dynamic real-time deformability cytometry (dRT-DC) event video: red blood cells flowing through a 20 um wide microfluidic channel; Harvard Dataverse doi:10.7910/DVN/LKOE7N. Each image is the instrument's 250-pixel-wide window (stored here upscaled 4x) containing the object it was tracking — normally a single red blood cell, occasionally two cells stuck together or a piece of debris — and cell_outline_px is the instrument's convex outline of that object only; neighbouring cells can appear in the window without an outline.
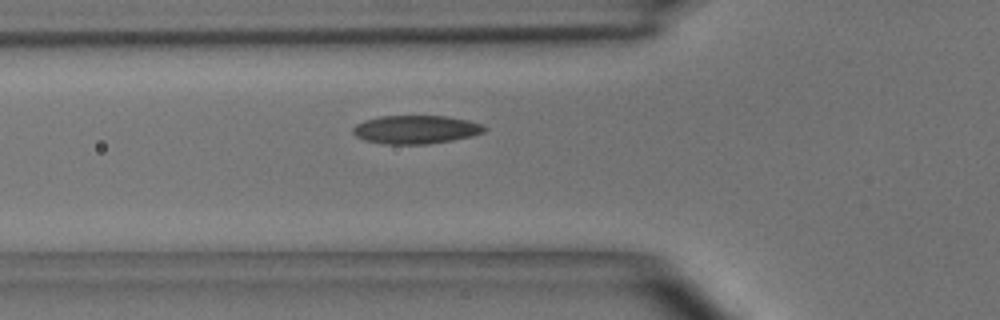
{"species": "common noctule bat (a hibernating species)", "species_latin": "Nyctalus noctula", "temperature_condition": "room temperature", "stored_images_in_passage": 33, "camera_frame_rate_fps": 3000, "um_per_image_px": 0.085, "animal": {"sex": "male", "body_mass_g": 15.6}, "frame": {"image": 1, "passage_image": 2, "time_ms": 0.333, "image_size_px": [1000, 320], "cell_outline_px": [[488, 128], [484, 132], [472, 136], [452, 140], [428, 144], [384, 144], [364, 140], [356, 136], [352, 132], [352, 128], [356, 124], [364, 120], [380, 116], [448, 116], [468, 120], [484, 124]], "centroid_in_image_um": [35.36, 11.01], "position_along_channel_um": 90.4, "area_um2": 21.96}}
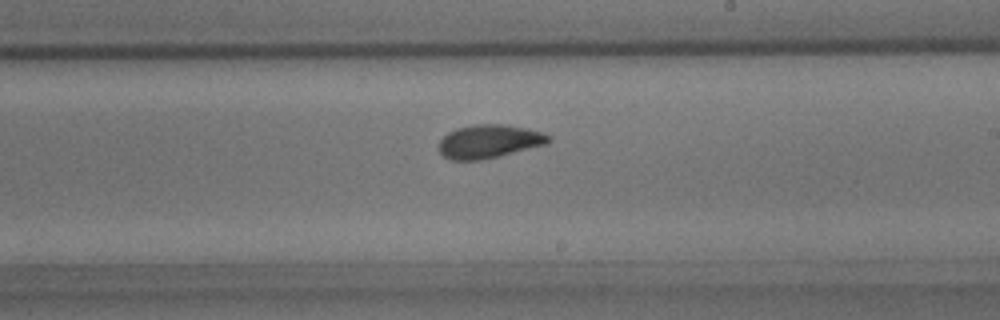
{"frame": {"image": 2, "passage_image": 14, "time_ms": 4.333, "image_size_px": [1000, 320], "cell_outline_px": [[552, 140], [548, 144], [480, 160], [452, 160], [444, 156], [440, 152], [440, 140], [448, 132], [456, 128], [472, 124], [504, 124], [528, 128], [552, 136]], "centroid_in_image_um": [41.6, 12.0], "position_along_channel_um": 247.4, "area_um2": 21.39}}
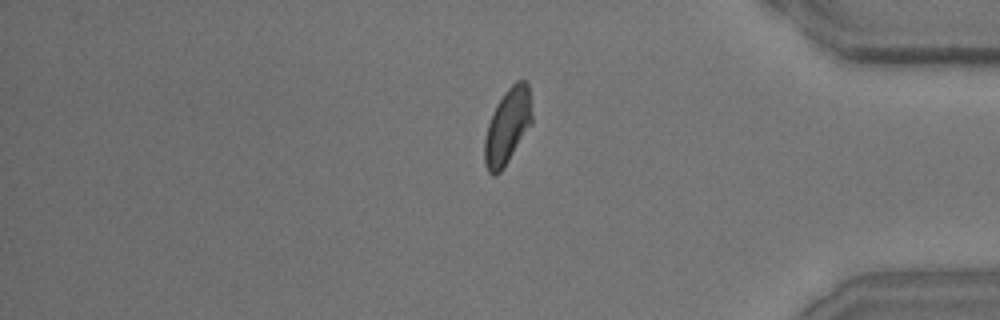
{"frame": {"image": 3, "passage_image": 27, "time_ms": 8.667, "image_size_px": [1000, 320], "cell_outline_px": [[532, 124], [504, 168], [496, 176], [492, 176], [488, 172], [484, 164], [484, 140], [488, 124], [492, 112], [496, 104], [504, 92], [516, 80], [524, 80], [528, 84], [532, 116]], "centroid_in_image_um": [43.12, 10.76], "position_along_channel_um": 392.1, "area_um2": 21.1}}